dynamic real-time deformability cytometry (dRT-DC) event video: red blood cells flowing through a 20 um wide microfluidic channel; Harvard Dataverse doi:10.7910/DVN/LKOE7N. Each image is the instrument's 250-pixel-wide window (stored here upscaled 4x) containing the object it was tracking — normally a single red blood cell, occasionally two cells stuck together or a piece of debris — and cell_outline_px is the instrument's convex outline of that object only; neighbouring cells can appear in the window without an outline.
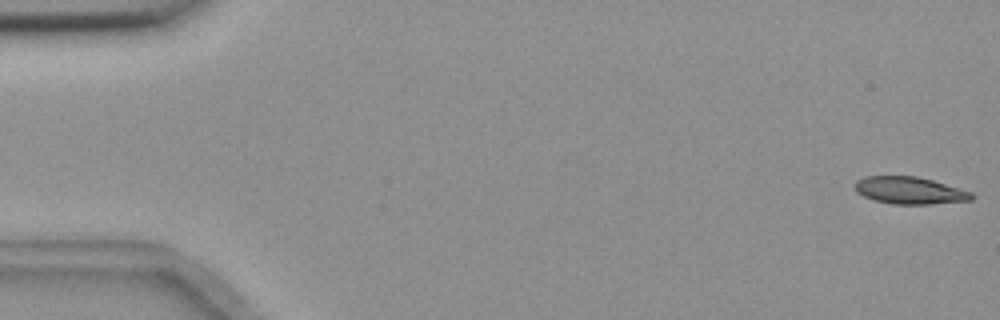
{"species": "common noctule bat (a hibernating species)", "species_latin": "Nyctalus noctula", "temperature_condition": "room temperature", "stored_images_in_passage": 55, "camera_frame_rate_fps": 3000, "um_per_image_px": 0.085, "animal": {"sex": "female", "body_mass_g": 18.4}, "frame": {"image": 1, "passage_image": 1, "time_ms": 0.0, "image_size_px": [1000, 320], "cell_outline_px": [[972, 200], [932, 204], [892, 204], [876, 200], [864, 196], [856, 192], [856, 180], [864, 176], [916, 176], [932, 180], [972, 192]], "centroid_in_image_um": [77.31, 16.19], "position_along_channel_um": 7.7, "area_um2": 18.32}}
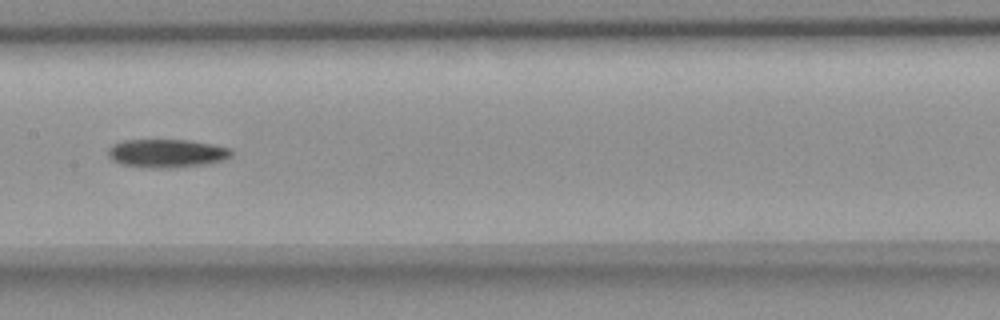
{"frame": {"image": 2, "passage_image": 28, "time_ms": 9.0, "image_size_px": [1000, 320], "cell_outline_px": [[232, 156], [224, 160], [208, 164], [172, 168], [152, 168], [120, 164], [112, 160], [108, 156], [108, 148], [112, 144], [124, 140], [188, 140], [232, 148]], "centroid_in_image_um": [14.18, 13.04], "position_along_channel_um": 193.2, "area_um2": 20.58}}
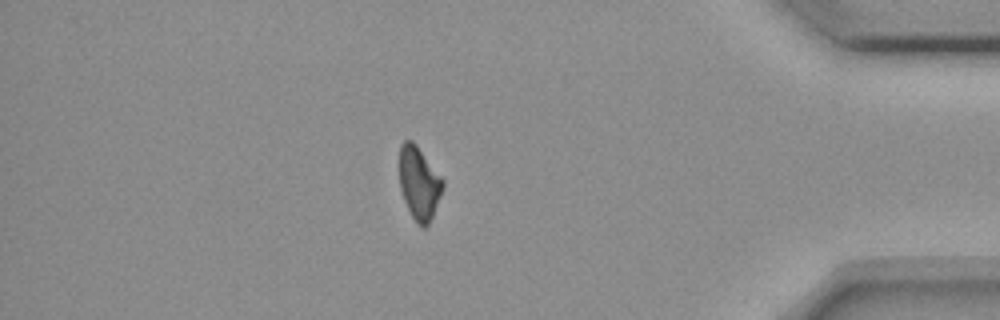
{"frame": {"image": 3, "passage_image": 48, "time_ms": 15.667, "image_size_px": [1000, 320], "cell_outline_px": [[444, 188], [432, 216], [428, 224], [424, 228], [420, 228], [416, 224], [404, 200], [400, 188], [400, 144], [404, 140], [412, 140], [416, 144], [444, 180]], "centroid_in_image_um": [35.63, 15.57], "position_along_channel_um": 399.6, "area_um2": 18.44}, "authors_computed_cell_mechanics": {"area_um2": 19.652, "velocity_mm_per_s": 3.6582, "shape_relaxation_time_tau1_ms": 6.5612, "shape_relaxation_time_tau2_ms": null, "deformation_change_tau1": 0.1624, "deformation_change_tau2": null}}